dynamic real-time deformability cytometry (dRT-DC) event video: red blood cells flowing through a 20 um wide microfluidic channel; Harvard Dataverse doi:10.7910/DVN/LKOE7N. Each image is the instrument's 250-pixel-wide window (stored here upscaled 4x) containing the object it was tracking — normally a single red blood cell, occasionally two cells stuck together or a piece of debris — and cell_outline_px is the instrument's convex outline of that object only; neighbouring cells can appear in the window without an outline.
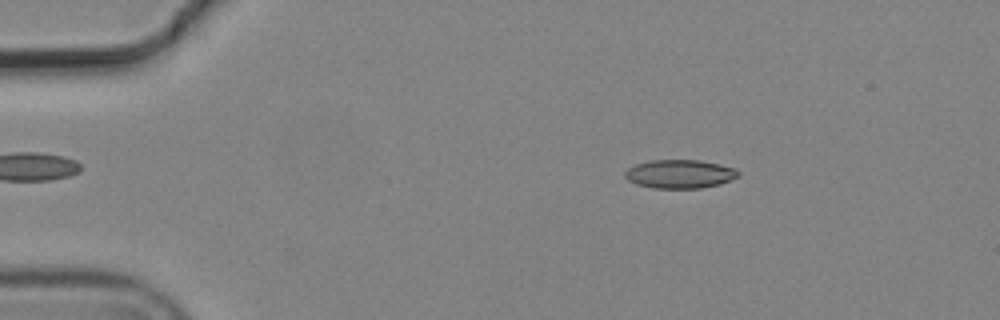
{"species": "common noctule bat (a hibernating species)", "species_latin": "Nyctalus noctula", "temperature_condition": "cold", "stored_images_in_passage": 3, "camera_frame_rate_fps": 3000, "um_per_image_px": 0.085, "animal": {"sex": "male", "body_mass_g": 19.2, "forearm_length_mm": 51.8}, "frame": {"image": 1, "passage_image": 1, "time_ms": 0.0, "image_size_px": [1000, 320], "cell_outline_px": [[740, 176], [720, 184], [700, 188], [652, 188], [636, 184], [628, 180], [624, 176], [624, 172], [628, 168], [636, 164], [648, 160], [700, 160], [720, 164], [736, 168], [740, 172]], "centroid_in_image_um": [57.79, 14.78], "position_along_channel_um": 27.2, "area_um2": 19.07}}